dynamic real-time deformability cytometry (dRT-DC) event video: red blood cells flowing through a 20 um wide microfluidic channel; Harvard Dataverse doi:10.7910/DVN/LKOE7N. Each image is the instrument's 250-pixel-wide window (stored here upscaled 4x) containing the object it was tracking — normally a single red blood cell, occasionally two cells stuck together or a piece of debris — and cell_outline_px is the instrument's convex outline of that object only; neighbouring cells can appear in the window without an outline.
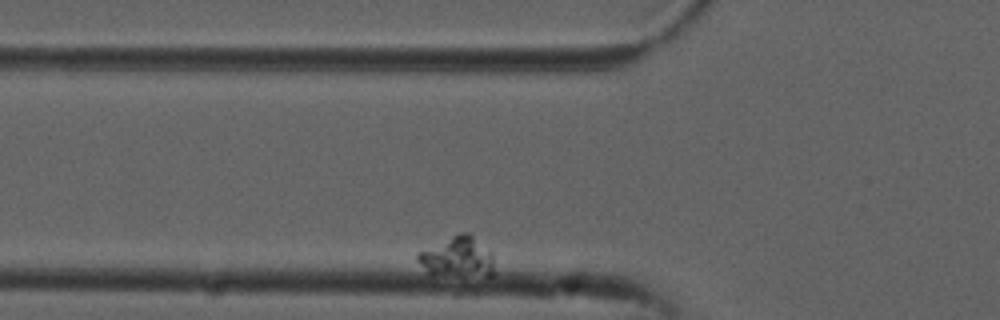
{"species": "common noctule bat (a hibernating species)", "species_latin": "Nyctalus noctula", "temperature_condition": "cold", "stored_images_in_passage": 10, "camera_frame_rate_fps": 3000, "um_per_image_px": 0.085, "animal": {"sex": "male", "forearm_length_mm": 52.5}, "frame": {"image": 1, "passage_image": 2, "time_ms": 0.333, "image_size_px": [1000, 320], "cell_outline_px": [[496, 272], [492, 276], [428, 276], [416, 260], [416, 252], [460, 232], [468, 232], [492, 252]], "centroid_in_image_um": [38.86, 21.9], "position_along_channel_um": 86.9, "area_um2": 18.9}}
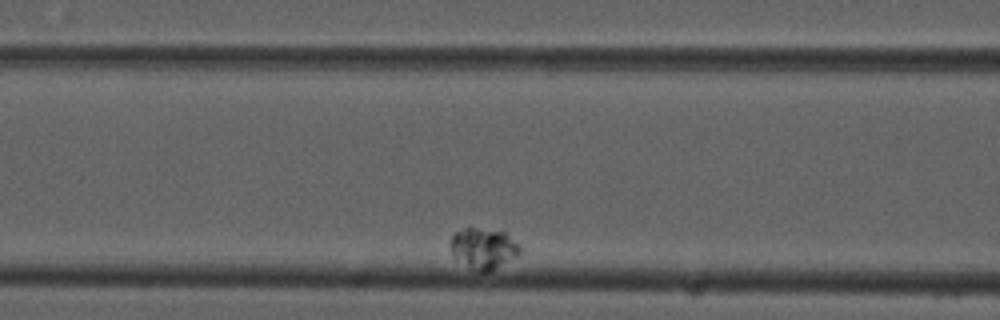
{"frame": {"image": 2, "passage_image": 4, "time_ms": 1.0, "image_size_px": [1000, 320], "cell_outline_px": [[520, 252], [516, 256], [492, 272], [476, 272], [456, 260], [448, 244], [452, 236], [456, 232], [464, 228], [476, 228], [504, 232], [520, 248]], "centroid_in_image_um": [41.03, 21.16], "position_along_channel_um": 125.6, "area_um2": 16.53}}
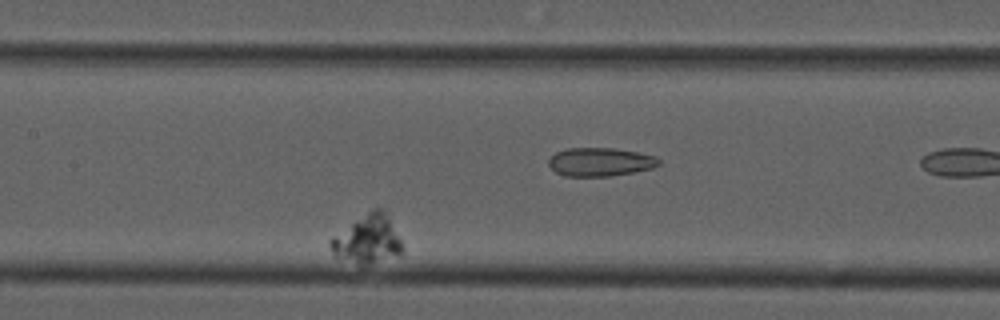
{"frame": {"image": 3, "passage_image": 6, "time_ms": 1.667, "image_size_px": [1000, 320], "cell_outline_px": [[404, 252], [400, 256], [368, 268], [360, 268], [336, 256], [332, 252], [328, 244], [328, 240], [368, 212], [376, 208], [384, 208], [400, 240]], "centroid_in_image_um": [31.26, 20.46], "position_along_channel_um": 176.1, "area_um2": 20.87}}